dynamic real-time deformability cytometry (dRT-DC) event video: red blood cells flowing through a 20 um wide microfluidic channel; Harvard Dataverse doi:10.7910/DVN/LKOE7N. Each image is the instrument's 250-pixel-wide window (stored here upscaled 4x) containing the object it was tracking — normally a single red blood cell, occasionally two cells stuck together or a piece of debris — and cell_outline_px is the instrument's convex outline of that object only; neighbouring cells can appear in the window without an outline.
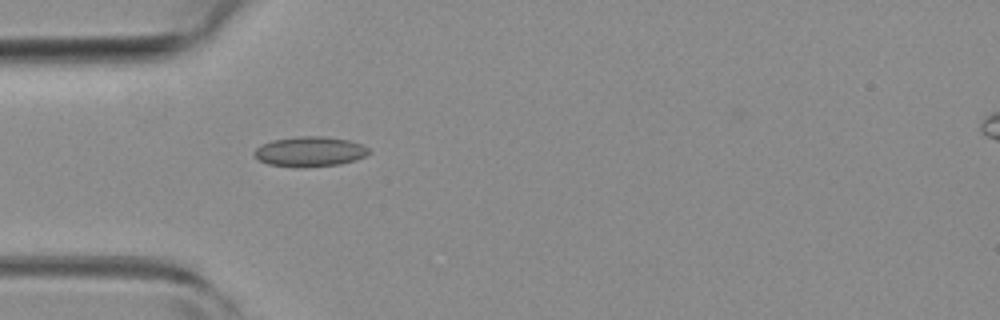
{"species": "common noctule bat (a hibernating species)", "species_latin": "Nyctalus noctula", "temperature_condition": "room temperature", "stored_images_in_passage": 13, "camera_frame_rate_fps": 3000, "um_per_image_px": 0.085, "animal": {"sex": "female", "body_mass_g": 19.3, "forearm_length_mm": 54.1}, "frame": {"image": 1, "passage_image": 1, "time_ms": 0.0, "image_size_px": [1000, 320], "cell_outline_px": [[372, 152], [356, 160], [340, 164], [304, 168], [296, 168], [268, 164], [260, 160], [252, 152], [260, 144], [272, 140], [296, 136], [324, 136], [348, 140], [360, 144], [368, 148]], "centroid_in_image_um": [26.32, 12.89], "position_along_channel_um": 58.7, "area_um2": 20.29}}
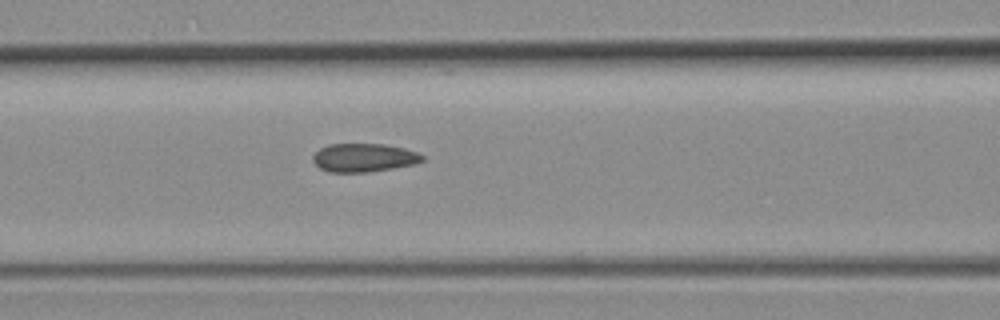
{"frame": {"image": 2, "passage_image": 7, "time_ms": 2.0, "image_size_px": [1000, 320], "cell_outline_px": [[424, 160], [416, 164], [368, 172], [328, 172], [320, 168], [312, 160], [312, 156], [320, 148], [328, 144], [384, 144], [404, 148], [416, 152], [424, 156]], "centroid_in_image_um": [30.92, 13.4], "position_along_channel_um": 135.7, "area_um2": 18.15}}
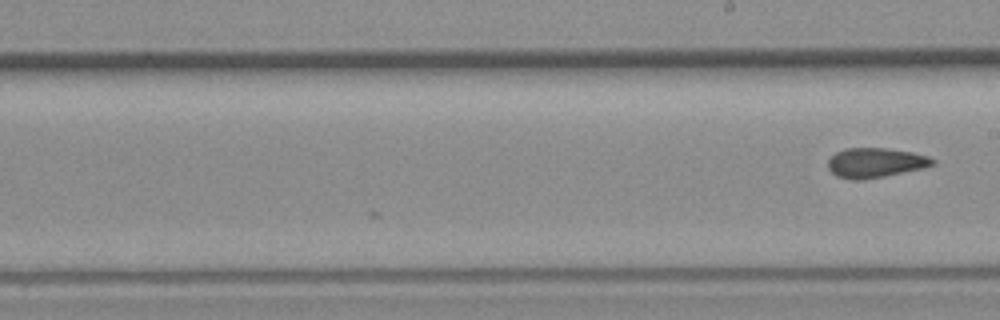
{"frame": {"image": 3, "passage_image": 13, "time_ms": 4.0, "image_size_px": [1000, 320], "cell_outline_px": [[936, 164], [924, 168], [864, 180], [852, 180], [836, 176], [828, 168], [828, 160], [836, 152], [844, 148], [884, 148], [912, 152], [928, 156], [936, 160]], "centroid_in_image_um": [74.41, 13.83], "position_along_channel_um": 214.6, "area_um2": 18.21}}